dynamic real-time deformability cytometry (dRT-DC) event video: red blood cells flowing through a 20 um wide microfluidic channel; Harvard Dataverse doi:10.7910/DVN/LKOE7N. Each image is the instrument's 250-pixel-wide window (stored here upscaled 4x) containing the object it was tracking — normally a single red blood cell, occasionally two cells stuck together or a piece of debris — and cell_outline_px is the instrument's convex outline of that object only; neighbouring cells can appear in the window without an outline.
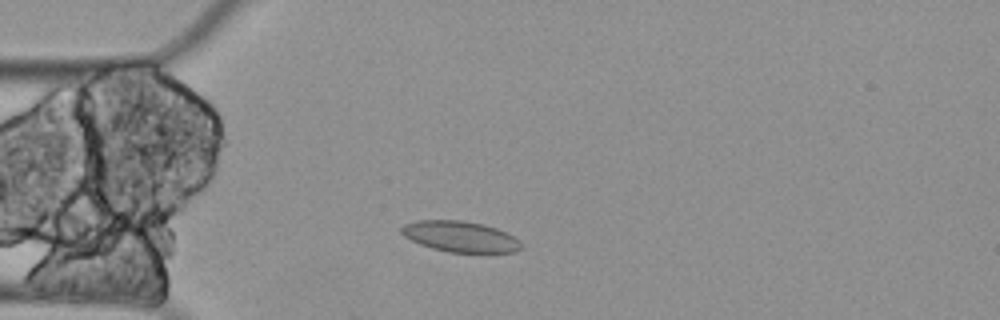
{"species": "Egyptian fruit bat (a non-hibernating species)", "species_latin": "Rousettus aegyptiacus", "temperature_condition": "cold", "stored_images_in_passage": 4, "camera_frame_rate_fps": 3000, "um_per_image_px": 0.085, "animal": {"sex": "female"}, "frame": {"image": 1, "passage_image": 2, "time_ms": 0.333, "image_size_px": [1000, 320], "cell_outline_px": [[524, 244], [516, 252], [448, 252], [432, 248], [420, 244], [404, 236], [400, 232], [400, 228], [404, 224], [416, 220], [460, 220], [484, 224], [496, 228], [520, 240]], "centroid_in_image_um": [39.11, 20.1], "position_along_channel_um": 45.9, "area_um2": 21.5}}
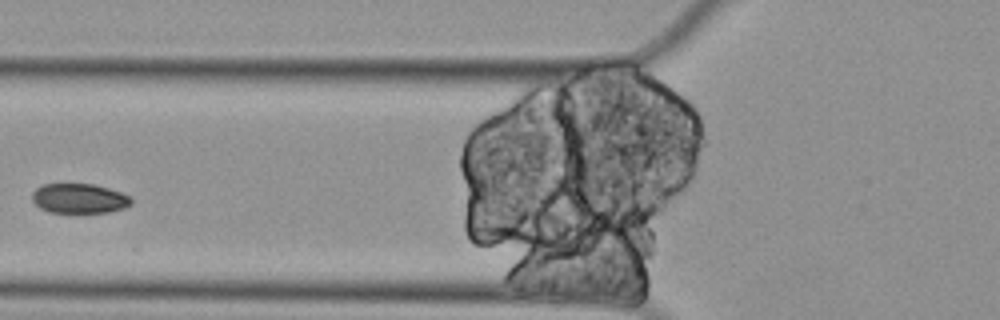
{"frame": {"image": 2, "passage_image": 4, "time_ms": 1.0, "image_size_px": [1000, 320], "cell_outline_px": [[132, 204], [124, 208], [108, 212], [48, 212], [40, 208], [32, 200], [32, 192], [36, 188], [44, 184], [92, 184], [108, 188], [120, 192], [128, 196], [132, 200]], "centroid_in_image_um": [6.72, 16.87], "position_along_channel_um": 119.1, "area_um2": 17.05}}